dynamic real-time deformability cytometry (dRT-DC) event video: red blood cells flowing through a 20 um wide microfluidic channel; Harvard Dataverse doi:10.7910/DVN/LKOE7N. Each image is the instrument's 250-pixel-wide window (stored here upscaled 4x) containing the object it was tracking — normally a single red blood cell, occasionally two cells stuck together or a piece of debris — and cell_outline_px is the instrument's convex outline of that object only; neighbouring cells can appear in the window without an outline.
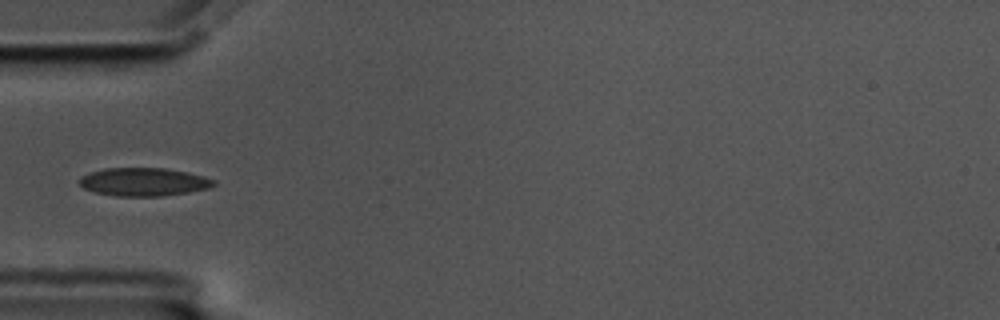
{"species": "common noctule bat (a hibernating species)", "species_latin": "Nyctalus noctula", "temperature_condition": "cold", "stored_images_in_passage": 41, "camera_frame_rate_fps": 3000, "um_per_image_px": 0.085, "animal": {"sex": "male", "body_mass_g": 17.5, "forearm_length_mm": 52.3}, "frame": {"image": 1, "passage_image": 1, "time_ms": 0.0, "image_size_px": [1000, 320], "cell_outline_px": [[216, 184], [208, 188], [188, 192], [160, 196], [116, 196], [96, 192], [84, 188], [80, 184], [80, 176], [104, 168], [164, 168], [204, 176], [216, 180]], "centroid_in_image_um": [12.22, 15.46], "position_along_channel_um": 72.8, "area_um2": 21.85}}
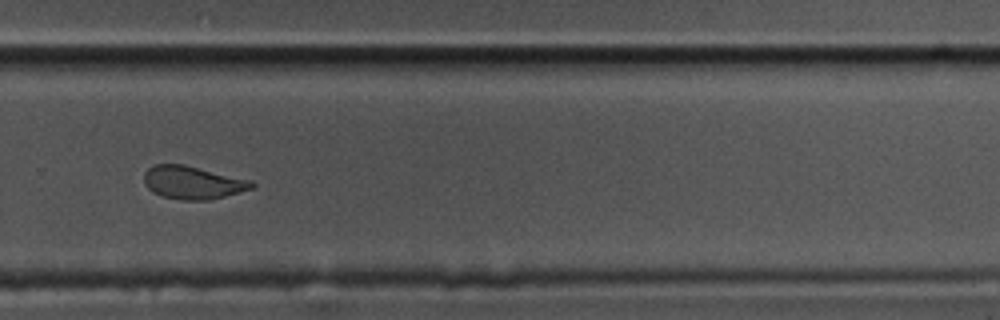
{"frame": {"image": 2, "passage_image": 22, "time_ms": 7.0, "image_size_px": [1000, 320], "cell_outline_px": [[256, 188], [208, 200], [180, 200], [160, 196], [152, 192], [144, 184], [144, 172], [148, 168], [156, 164], [184, 164], [252, 180], [256, 184]], "centroid_in_image_um": [16.39, 15.52], "position_along_channel_um": 313.4, "area_um2": 20.98}}
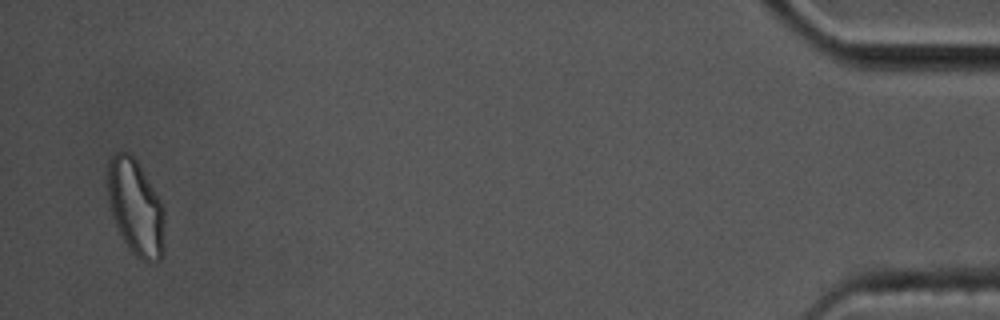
{"frame": {"image": 3, "passage_image": 39, "time_ms": 12.667, "image_size_px": [1000, 320], "cell_outline_px": [[164, 256], [156, 264], [148, 264], [140, 260], [128, 248], [112, 216], [108, 196], [108, 160], [116, 152], [128, 152], [136, 160], [156, 192], [164, 208]], "centroid_in_image_um": [11.56, 17.7], "position_along_channel_um": 423.6, "area_um2": 32.02}}